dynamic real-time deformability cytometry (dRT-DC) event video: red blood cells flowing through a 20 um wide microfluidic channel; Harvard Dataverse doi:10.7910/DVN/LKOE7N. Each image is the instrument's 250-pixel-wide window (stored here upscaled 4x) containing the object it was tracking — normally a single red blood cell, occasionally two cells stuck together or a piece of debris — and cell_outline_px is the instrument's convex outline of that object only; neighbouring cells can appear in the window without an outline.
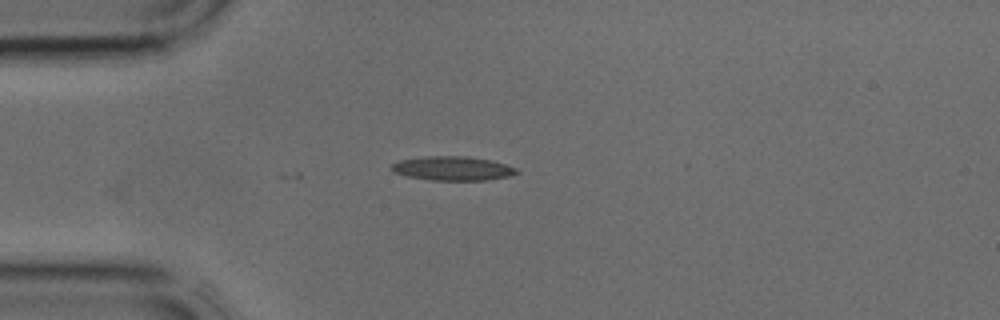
{"species": "common noctule bat (a hibernating species)", "species_latin": "Nyctalus noctula", "temperature_condition": "cold", "stored_images_in_passage": 11, "camera_frame_rate_fps": 3000, "um_per_image_px": 0.085, "animal": {"sex": "male", "body_mass_g": 17.9, "forearm_length_mm": 54.2}, "frame": {"image": 1, "passage_image": 1, "time_ms": 0.0, "image_size_px": [1000, 320], "cell_outline_px": [[520, 172], [508, 176], [488, 180], [432, 180], [408, 176], [392, 172], [392, 164], [400, 160], [428, 156], [464, 156], [488, 160], [504, 164], [516, 168]], "centroid_in_image_um": [38.47, 14.32], "position_along_channel_um": 46.5, "area_um2": 17.28}}
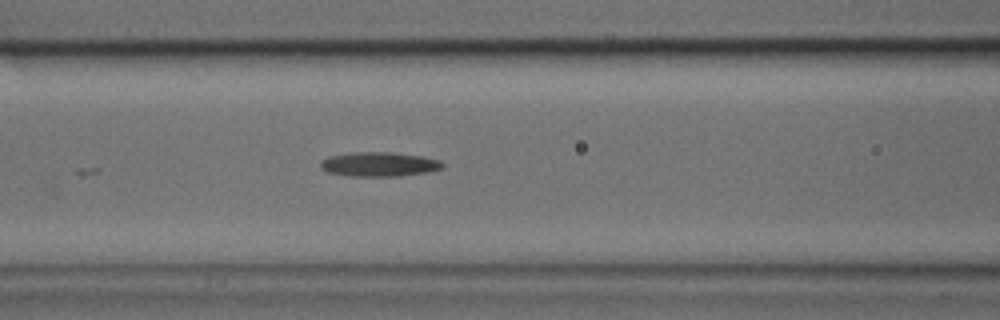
{"frame": {"image": 2, "passage_image": 7, "time_ms": 2.0, "image_size_px": [1000, 320], "cell_outline_px": [[444, 168], [432, 172], [400, 176], [348, 176], [328, 172], [320, 168], [320, 160], [328, 156], [352, 152], [388, 152], [420, 156], [440, 160], [444, 164]], "centroid_in_image_um": [32.23, 13.97], "position_along_channel_um": 134.4, "area_um2": 17.57}}